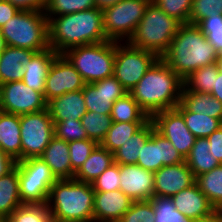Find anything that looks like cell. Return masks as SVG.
Segmentation results:
<instances>
[{"instance_id":"6da1fadb","label":"cell","mask_w":222,"mask_h":222,"mask_svg":"<svg viewBox=\"0 0 222 222\" xmlns=\"http://www.w3.org/2000/svg\"><path fill=\"white\" fill-rule=\"evenodd\" d=\"M47 19L49 47L58 54L72 47L109 41L105 35L103 11L96 7Z\"/></svg>"},{"instance_id":"7a4b0ae2","label":"cell","mask_w":222,"mask_h":222,"mask_svg":"<svg viewBox=\"0 0 222 222\" xmlns=\"http://www.w3.org/2000/svg\"><path fill=\"white\" fill-rule=\"evenodd\" d=\"M183 87V79L159 58L129 93L151 118L157 112L176 108Z\"/></svg>"},{"instance_id":"3957f363","label":"cell","mask_w":222,"mask_h":222,"mask_svg":"<svg viewBox=\"0 0 222 222\" xmlns=\"http://www.w3.org/2000/svg\"><path fill=\"white\" fill-rule=\"evenodd\" d=\"M161 59L183 80L195 70L217 63L218 54L196 24H181Z\"/></svg>"},{"instance_id":"277c9868","label":"cell","mask_w":222,"mask_h":222,"mask_svg":"<svg viewBox=\"0 0 222 222\" xmlns=\"http://www.w3.org/2000/svg\"><path fill=\"white\" fill-rule=\"evenodd\" d=\"M94 193L91 183L58 179L50 189L47 206L53 222H93Z\"/></svg>"},{"instance_id":"5b68a950","label":"cell","mask_w":222,"mask_h":222,"mask_svg":"<svg viewBox=\"0 0 222 222\" xmlns=\"http://www.w3.org/2000/svg\"><path fill=\"white\" fill-rule=\"evenodd\" d=\"M181 23L167 15L154 2H150L128 43L161 58L177 34Z\"/></svg>"},{"instance_id":"8992f818","label":"cell","mask_w":222,"mask_h":222,"mask_svg":"<svg viewBox=\"0 0 222 222\" xmlns=\"http://www.w3.org/2000/svg\"><path fill=\"white\" fill-rule=\"evenodd\" d=\"M6 45L35 52L48 49V19L43 11H19L0 28Z\"/></svg>"},{"instance_id":"52a82bcc","label":"cell","mask_w":222,"mask_h":222,"mask_svg":"<svg viewBox=\"0 0 222 222\" xmlns=\"http://www.w3.org/2000/svg\"><path fill=\"white\" fill-rule=\"evenodd\" d=\"M115 41L72 47L63 55L81 74L85 83H94L114 75Z\"/></svg>"},{"instance_id":"ba28073f","label":"cell","mask_w":222,"mask_h":222,"mask_svg":"<svg viewBox=\"0 0 222 222\" xmlns=\"http://www.w3.org/2000/svg\"><path fill=\"white\" fill-rule=\"evenodd\" d=\"M20 199L23 204H47L50 189L58 180L40 158L17 161Z\"/></svg>"},{"instance_id":"9c48e42d","label":"cell","mask_w":222,"mask_h":222,"mask_svg":"<svg viewBox=\"0 0 222 222\" xmlns=\"http://www.w3.org/2000/svg\"><path fill=\"white\" fill-rule=\"evenodd\" d=\"M152 0H121L103 11L105 35L109 41L128 42Z\"/></svg>"},{"instance_id":"30bf717a","label":"cell","mask_w":222,"mask_h":222,"mask_svg":"<svg viewBox=\"0 0 222 222\" xmlns=\"http://www.w3.org/2000/svg\"><path fill=\"white\" fill-rule=\"evenodd\" d=\"M158 59L153 52L116 42L113 76L130 92Z\"/></svg>"},{"instance_id":"8fae6325","label":"cell","mask_w":222,"mask_h":222,"mask_svg":"<svg viewBox=\"0 0 222 222\" xmlns=\"http://www.w3.org/2000/svg\"><path fill=\"white\" fill-rule=\"evenodd\" d=\"M21 160L38 158L54 137V123L48 109L20 115Z\"/></svg>"},{"instance_id":"7c38bea8","label":"cell","mask_w":222,"mask_h":222,"mask_svg":"<svg viewBox=\"0 0 222 222\" xmlns=\"http://www.w3.org/2000/svg\"><path fill=\"white\" fill-rule=\"evenodd\" d=\"M47 109V102L41 92L34 91L23 81L0 85V110L23 115Z\"/></svg>"},{"instance_id":"4fadbf2b","label":"cell","mask_w":222,"mask_h":222,"mask_svg":"<svg viewBox=\"0 0 222 222\" xmlns=\"http://www.w3.org/2000/svg\"><path fill=\"white\" fill-rule=\"evenodd\" d=\"M151 120L155 129L169 140L181 156L186 159L196 137L186 126L183 115L176 108H173L155 113Z\"/></svg>"},{"instance_id":"5bb4252c","label":"cell","mask_w":222,"mask_h":222,"mask_svg":"<svg viewBox=\"0 0 222 222\" xmlns=\"http://www.w3.org/2000/svg\"><path fill=\"white\" fill-rule=\"evenodd\" d=\"M85 82L81 74L63 54H58L50 66L46 77L44 99L46 102L65 93L80 91Z\"/></svg>"},{"instance_id":"9a60e30c","label":"cell","mask_w":222,"mask_h":222,"mask_svg":"<svg viewBox=\"0 0 222 222\" xmlns=\"http://www.w3.org/2000/svg\"><path fill=\"white\" fill-rule=\"evenodd\" d=\"M178 150L155 128L138 156L137 165L145 170L156 172L163 166L184 162Z\"/></svg>"},{"instance_id":"2e32d148","label":"cell","mask_w":222,"mask_h":222,"mask_svg":"<svg viewBox=\"0 0 222 222\" xmlns=\"http://www.w3.org/2000/svg\"><path fill=\"white\" fill-rule=\"evenodd\" d=\"M82 91L87 111L108 115L113 103L128 93L114 76L86 83Z\"/></svg>"},{"instance_id":"e0dca14e","label":"cell","mask_w":222,"mask_h":222,"mask_svg":"<svg viewBox=\"0 0 222 222\" xmlns=\"http://www.w3.org/2000/svg\"><path fill=\"white\" fill-rule=\"evenodd\" d=\"M195 180L185 161L163 166L154 173V197H172L195 184Z\"/></svg>"},{"instance_id":"ac0fdd59","label":"cell","mask_w":222,"mask_h":222,"mask_svg":"<svg viewBox=\"0 0 222 222\" xmlns=\"http://www.w3.org/2000/svg\"><path fill=\"white\" fill-rule=\"evenodd\" d=\"M120 190L133 201H148L154 196V172L137 164H120Z\"/></svg>"},{"instance_id":"d6986e66","label":"cell","mask_w":222,"mask_h":222,"mask_svg":"<svg viewBox=\"0 0 222 222\" xmlns=\"http://www.w3.org/2000/svg\"><path fill=\"white\" fill-rule=\"evenodd\" d=\"M132 202L121 190L95 192L93 222H118Z\"/></svg>"},{"instance_id":"ffe728a7","label":"cell","mask_w":222,"mask_h":222,"mask_svg":"<svg viewBox=\"0 0 222 222\" xmlns=\"http://www.w3.org/2000/svg\"><path fill=\"white\" fill-rule=\"evenodd\" d=\"M171 198L180 213L194 220L209 216L216 211L196 183Z\"/></svg>"},{"instance_id":"44dd1931","label":"cell","mask_w":222,"mask_h":222,"mask_svg":"<svg viewBox=\"0 0 222 222\" xmlns=\"http://www.w3.org/2000/svg\"><path fill=\"white\" fill-rule=\"evenodd\" d=\"M35 53L25 48L6 46L0 52V85L22 81L24 68Z\"/></svg>"},{"instance_id":"7402d4cb","label":"cell","mask_w":222,"mask_h":222,"mask_svg":"<svg viewBox=\"0 0 222 222\" xmlns=\"http://www.w3.org/2000/svg\"><path fill=\"white\" fill-rule=\"evenodd\" d=\"M47 109L53 121L81 120L87 112L83 91H73L55 97L47 102Z\"/></svg>"},{"instance_id":"603a6c76","label":"cell","mask_w":222,"mask_h":222,"mask_svg":"<svg viewBox=\"0 0 222 222\" xmlns=\"http://www.w3.org/2000/svg\"><path fill=\"white\" fill-rule=\"evenodd\" d=\"M57 55L52 48L36 52L24 68L22 81L25 85L44 95L46 77Z\"/></svg>"},{"instance_id":"cb8c5ba5","label":"cell","mask_w":222,"mask_h":222,"mask_svg":"<svg viewBox=\"0 0 222 222\" xmlns=\"http://www.w3.org/2000/svg\"><path fill=\"white\" fill-rule=\"evenodd\" d=\"M40 158L49 166L57 179H73L69 145L67 141L53 137Z\"/></svg>"},{"instance_id":"d4e9b609","label":"cell","mask_w":222,"mask_h":222,"mask_svg":"<svg viewBox=\"0 0 222 222\" xmlns=\"http://www.w3.org/2000/svg\"><path fill=\"white\" fill-rule=\"evenodd\" d=\"M0 148L21 161L20 115L0 110Z\"/></svg>"},{"instance_id":"484cf974","label":"cell","mask_w":222,"mask_h":222,"mask_svg":"<svg viewBox=\"0 0 222 222\" xmlns=\"http://www.w3.org/2000/svg\"><path fill=\"white\" fill-rule=\"evenodd\" d=\"M195 178L220 165L206 137L196 138L192 149L185 159Z\"/></svg>"},{"instance_id":"4316f807","label":"cell","mask_w":222,"mask_h":222,"mask_svg":"<svg viewBox=\"0 0 222 222\" xmlns=\"http://www.w3.org/2000/svg\"><path fill=\"white\" fill-rule=\"evenodd\" d=\"M114 163V153L98 144L75 173L74 179L91 183Z\"/></svg>"},{"instance_id":"83f0119b","label":"cell","mask_w":222,"mask_h":222,"mask_svg":"<svg viewBox=\"0 0 222 222\" xmlns=\"http://www.w3.org/2000/svg\"><path fill=\"white\" fill-rule=\"evenodd\" d=\"M155 128L150 119L139 131L114 152V163L128 165L137 164L138 156L147 139Z\"/></svg>"},{"instance_id":"f1b7e54d","label":"cell","mask_w":222,"mask_h":222,"mask_svg":"<svg viewBox=\"0 0 222 222\" xmlns=\"http://www.w3.org/2000/svg\"><path fill=\"white\" fill-rule=\"evenodd\" d=\"M22 204L19 191L18 170L15 167L7 175L0 177V219L4 221Z\"/></svg>"},{"instance_id":"f546056e","label":"cell","mask_w":222,"mask_h":222,"mask_svg":"<svg viewBox=\"0 0 222 222\" xmlns=\"http://www.w3.org/2000/svg\"><path fill=\"white\" fill-rule=\"evenodd\" d=\"M180 103L189 112L204 114L222 122V103L210 93L182 92Z\"/></svg>"},{"instance_id":"4dcf8cb0","label":"cell","mask_w":222,"mask_h":222,"mask_svg":"<svg viewBox=\"0 0 222 222\" xmlns=\"http://www.w3.org/2000/svg\"><path fill=\"white\" fill-rule=\"evenodd\" d=\"M110 116L113 122H148L151 119L129 92L113 103Z\"/></svg>"},{"instance_id":"1f68e13d","label":"cell","mask_w":222,"mask_h":222,"mask_svg":"<svg viewBox=\"0 0 222 222\" xmlns=\"http://www.w3.org/2000/svg\"><path fill=\"white\" fill-rule=\"evenodd\" d=\"M195 183L216 210L222 208V164L196 177Z\"/></svg>"},{"instance_id":"d6a6232c","label":"cell","mask_w":222,"mask_h":222,"mask_svg":"<svg viewBox=\"0 0 222 222\" xmlns=\"http://www.w3.org/2000/svg\"><path fill=\"white\" fill-rule=\"evenodd\" d=\"M219 73L217 63L209 64L195 70L183 80L182 92L210 93L214 88V82Z\"/></svg>"},{"instance_id":"836d02e7","label":"cell","mask_w":222,"mask_h":222,"mask_svg":"<svg viewBox=\"0 0 222 222\" xmlns=\"http://www.w3.org/2000/svg\"><path fill=\"white\" fill-rule=\"evenodd\" d=\"M176 109L183 115L186 126L196 138H207L222 126V122L219 119L189 112L181 103Z\"/></svg>"},{"instance_id":"e575fe53","label":"cell","mask_w":222,"mask_h":222,"mask_svg":"<svg viewBox=\"0 0 222 222\" xmlns=\"http://www.w3.org/2000/svg\"><path fill=\"white\" fill-rule=\"evenodd\" d=\"M146 123L147 122H113L100 145L114 153Z\"/></svg>"},{"instance_id":"d590c367","label":"cell","mask_w":222,"mask_h":222,"mask_svg":"<svg viewBox=\"0 0 222 222\" xmlns=\"http://www.w3.org/2000/svg\"><path fill=\"white\" fill-rule=\"evenodd\" d=\"M112 123L110 115L92 111H87L81 118V124L87 132L88 139L94 140L98 144L102 142Z\"/></svg>"},{"instance_id":"8d00e7d4","label":"cell","mask_w":222,"mask_h":222,"mask_svg":"<svg viewBox=\"0 0 222 222\" xmlns=\"http://www.w3.org/2000/svg\"><path fill=\"white\" fill-rule=\"evenodd\" d=\"M5 222H53L47 204H22Z\"/></svg>"},{"instance_id":"74e56055","label":"cell","mask_w":222,"mask_h":222,"mask_svg":"<svg viewBox=\"0 0 222 222\" xmlns=\"http://www.w3.org/2000/svg\"><path fill=\"white\" fill-rule=\"evenodd\" d=\"M150 201L154 206L155 222H194L176 209L171 197L153 196Z\"/></svg>"},{"instance_id":"f35d334b","label":"cell","mask_w":222,"mask_h":222,"mask_svg":"<svg viewBox=\"0 0 222 222\" xmlns=\"http://www.w3.org/2000/svg\"><path fill=\"white\" fill-rule=\"evenodd\" d=\"M94 7V0H49L44 13L47 17H54L72 14Z\"/></svg>"},{"instance_id":"ab89813d","label":"cell","mask_w":222,"mask_h":222,"mask_svg":"<svg viewBox=\"0 0 222 222\" xmlns=\"http://www.w3.org/2000/svg\"><path fill=\"white\" fill-rule=\"evenodd\" d=\"M213 46L217 54H222V14L206 17L196 24Z\"/></svg>"},{"instance_id":"60d3db41","label":"cell","mask_w":222,"mask_h":222,"mask_svg":"<svg viewBox=\"0 0 222 222\" xmlns=\"http://www.w3.org/2000/svg\"><path fill=\"white\" fill-rule=\"evenodd\" d=\"M54 123V136L67 141H76L82 139H88L86 130L81 124V120H64L53 121Z\"/></svg>"},{"instance_id":"b9f144b4","label":"cell","mask_w":222,"mask_h":222,"mask_svg":"<svg viewBox=\"0 0 222 222\" xmlns=\"http://www.w3.org/2000/svg\"><path fill=\"white\" fill-rule=\"evenodd\" d=\"M152 2L181 24L189 23L192 0H152Z\"/></svg>"},{"instance_id":"7bdbcfd3","label":"cell","mask_w":222,"mask_h":222,"mask_svg":"<svg viewBox=\"0 0 222 222\" xmlns=\"http://www.w3.org/2000/svg\"><path fill=\"white\" fill-rule=\"evenodd\" d=\"M72 170L76 173L98 145L91 139L68 142Z\"/></svg>"},{"instance_id":"ee69618b","label":"cell","mask_w":222,"mask_h":222,"mask_svg":"<svg viewBox=\"0 0 222 222\" xmlns=\"http://www.w3.org/2000/svg\"><path fill=\"white\" fill-rule=\"evenodd\" d=\"M222 14V0H192L189 23L197 24L206 17Z\"/></svg>"},{"instance_id":"f6af8a7d","label":"cell","mask_w":222,"mask_h":222,"mask_svg":"<svg viewBox=\"0 0 222 222\" xmlns=\"http://www.w3.org/2000/svg\"><path fill=\"white\" fill-rule=\"evenodd\" d=\"M118 222H155L154 206L150 200L133 201Z\"/></svg>"},{"instance_id":"bcb514c9","label":"cell","mask_w":222,"mask_h":222,"mask_svg":"<svg viewBox=\"0 0 222 222\" xmlns=\"http://www.w3.org/2000/svg\"><path fill=\"white\" fill-rule=\"evenodd\" d=\"M120 181V164L113 163L91 185L95 192H107L120 190Z\"/></svg>"},{"instance_id":"7dc6e473","label":"cell","mask_w":222,"mask_h":222,"mask_svg":"<svg viewBox=\"0 0 222 222\" xmlns=\"http://www.w3.org/2000/svg\"><path fill=\"white\" fill-rule=\"evenodd\" d=\"M20 11H45L49 0H7Z\"/></svg>"},{"instance_id":"c3c4849f","label":"cell","mask_w":222,"mask_h":222,"mask_svg":"<svg viewBox=\"0 0 222 222\" xmlns=\"http://www.w3.org/2000/svg\"><path fill=\"white\" fill-rule=\"evenodd\" d=\"M211 144L214 156L222 164V126L207 137Z\"/></svg>"},{"instance_id":"681fc988","label":"cell","mask_w":222,"mask_h":222,"mask_svg":"<svg viewBox=\"0 0 222 222\" xmlns=\"http://www.w3.org/2000/svg\"><path fill=\"white\" fill-rule=\"evenodd\" d=\"M20 10L7 0L0 2V28L14 17Z\"/></svg>"},{"instance_id":"f907efd6","label":"cell","mask_w":222,"mask_h":222,"mask_svg":"<svg viewBox=\"0 0 222 222\" xmlns=\"http://www.w3.org/2000/svg\"><path fill=\"white\" fill-rule=\"evenodd\" d=\"M16 162L0 148V177L11 172L15 168Z\"/></svg>"},{"instance_id":"816d5d0a","label":"cell","mask_w":222,"mask_h":222,"mask_svg":"<svg viewBox=\"0 0 222 222\" xmlns=\"http://www.w3.org/2000/svg\"><path fill=\"white\" fill-rule=\"evenodd\" d=\"M211 95L222 103V72L219 71Z\"/></svg>"},{"instance_id":"f5cc1de1","label":"cell","mask_w":222,"mask_h":222,"mask_svg":"<svg viewBox=\"0 0 222 222\" xmlns=\"http://www.w3.org/2000/svg\"><path fill=\"white\" fill-rule=\"evenodd\" d=\"M194 222H222V212L216 210L209 216L195 219Z\"/></svg>"},{"instance_id":"db71d44e","label":"cell","mask_w":222,"mask_h":222,"mask_svg":"<svg viewBox=\"0 0 222 222\" xmlns=\"http://www.w3.org/2000/svg\"><path fill=\"white\" fill-rule=\"evenodd\" d=\"M120 1L121 0H94V3L97 9L104 11L105 9L110 8L111 6L117 4Z\"/></svg>"},{"instance_id":"11a10c76","label":"cell","mask_w":222,"mask_h":222,"mask_svg":"<svg viewBox=\"0 0 222 222\" xmlns=\"http://www.w3.org/2000/svg\"><path fill=\"white\" fill-rule=\"evenodd\" d=\"M6 46H7L6 42H5L2 34L0 33V52H2Z\"/></svg>"},{"instance_id":"9f6ffc18","label":"cell","mask_w":222,"mask_h":222,"mask_svg":"<svg viewBox=\"0 0 222 222\" xmlns=\"http://www.w3.org/2000/svg\"><path fill=\"white\" fill-rule=\"evenodd\" d=\"M217 65H218L219 71L222 72V54L218 55Z\"/></svg>"},{"instance_id":"6f0895ef","label":"cell","mask_w":222,"mask_h":222,"mask_svg":"<svg viewBox=\"0 0 222 222\" xmlns=\"http://www.w3.org/2000/svg\"><path fill=\"white\" fill-rule=\"evenodd\" d=\"M62 222H85V221H62Z\"/></svg>"}]
</instances>
